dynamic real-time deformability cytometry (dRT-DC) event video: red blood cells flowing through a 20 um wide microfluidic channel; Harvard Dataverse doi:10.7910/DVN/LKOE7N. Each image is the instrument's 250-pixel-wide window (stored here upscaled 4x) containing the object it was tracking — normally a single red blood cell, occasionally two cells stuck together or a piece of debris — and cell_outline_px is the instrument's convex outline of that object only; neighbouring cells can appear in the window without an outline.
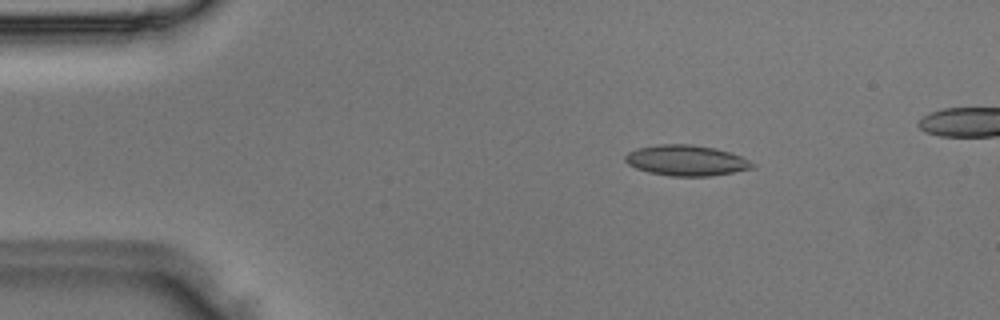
{"species": "Egyptian fruit bat (a non-hibernating species)", "species_latin": "Rousettus aegyptiacus", "temperature_condition": "room temperature", "stored_images_in_passage": 44, "camera_frame_rate_fps": 3000, "um_per_image_px": 0.085, "animal": {"sex": "male"}, "frame": {"image": 1, "passage_image": 6, "time_ms": 1.667, "image_size_px": [1000, 320], "cell_outline_px": [[756, 168], [712, 176], [672, 176], [648, 172], [636, 168], [628, 164], [624, 160], [624, 156], [628, 152], [636, 148], [656, 144], [692, 144], [716, 148], [740, 156], [756, 164]], "centroid_in_image_um": [58.33, 13.63], "position_along_channel_um": 26.7, "area_um2": 22.89}}
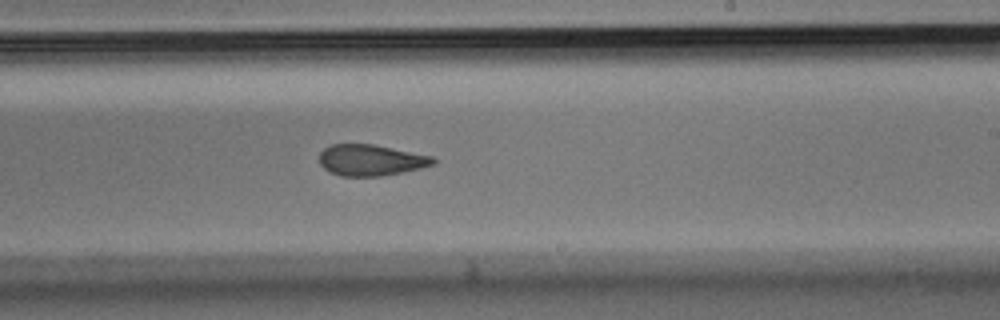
{"frame": {"image": 2, "passage_image": 27, "time_ms": 8.667, "image_size_px": [1000, 320], "cell_outline_px": [[436, 164], [420, 168], [380, 176], [340, 176], [324, 168], [320, 164], [320, 152], [324, 148], [332, 144], [372, 144], [432, 156], [436, 160]], "centroid_in_image_um": [31.51, 13.61], "position_along_channel_um": 257.5, "area_um2": 20.46}}
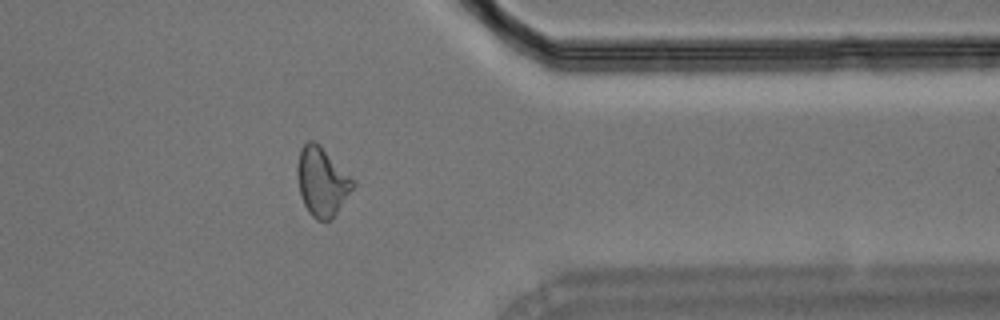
{"frame": {"image": 3, "passage_image": 37, "time_ms": 12.0, "image_size_px": [1000, 320], "cell_outline_px": [[356, 184], [332, 220], [316, 220], [308, 212], [300, 196], [296, 176], [296, 164], [300, 148], [308, 140], [316, 140], [356, 180]], "centroid_in_image_um": [27.36, 15.41], "position_along_channel_um": 384.0, "area_um2": 22.95}}